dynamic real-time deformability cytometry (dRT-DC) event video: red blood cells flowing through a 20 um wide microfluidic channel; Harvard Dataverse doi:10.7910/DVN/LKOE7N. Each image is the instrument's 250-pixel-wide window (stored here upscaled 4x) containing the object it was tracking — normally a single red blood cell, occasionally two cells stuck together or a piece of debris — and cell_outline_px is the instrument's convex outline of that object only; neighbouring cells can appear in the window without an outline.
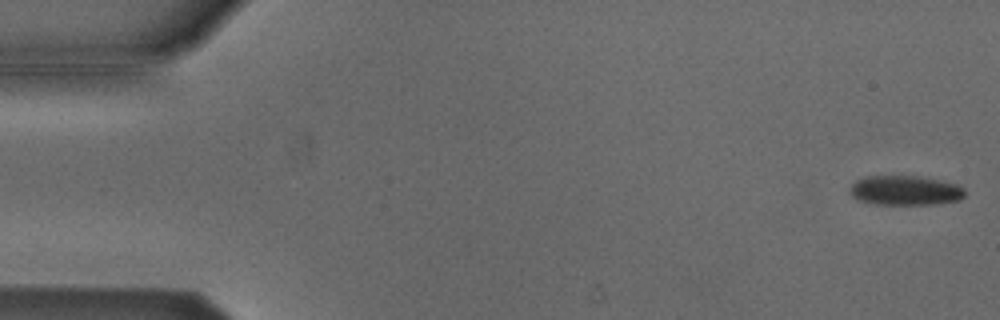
{"species": "Egyptian fruit bat (a non-hibernating species)", "species_latin": "Rousettus aegyptiacus", "temperature_condition": "cold", "stored_images_in_passage": 52, "camera_frame_rate_fps": 3000, "um_per_image_px": 0.085, "animal": {"sex": "male"}, "frame": {"image": 1, "passage_image": 1, "time_ms": 0.0, "image_size_px": [1000, 320], "cell_outline_px": [[964, 196], [960, 200], [932, 204], [876, 204], [856, 200], [848, 192], [848, 188], [856, 180], [868, 176], [920, 176], [956, 184], [964, 188]], "centroid_in_image_um": [76.89, 16.19], "position_along_channel_um": 8.1, "area_um2": 19.88}}
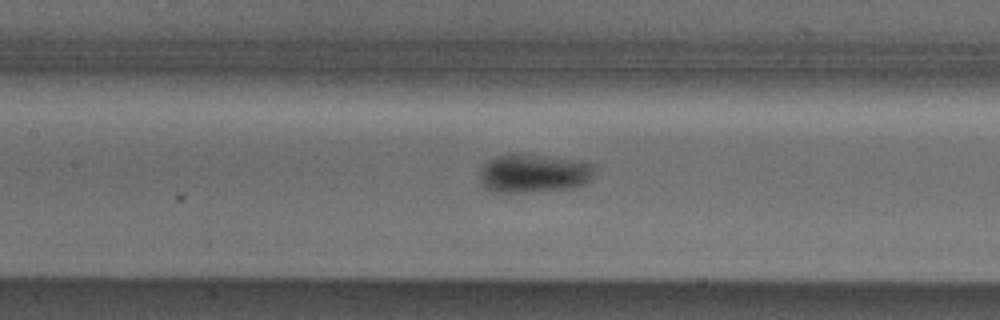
{"frame": {"image": 2, "passage_image": 24, "time_ms": 7.667, "image_size_px": [1000, 320], "cell_outline_px": [[592, 172], [588, 180], [584, 184], [572, 188], [528, 192], [492, 192], [480, 184], [480, 172], [484, 164], [488, 160], [496, 156], [556, 156], [592, 164]], "centroid_in_image_um": [45.32, 14.77], "position_along_channel_um": 162.1, "area_um2": 25.2}}
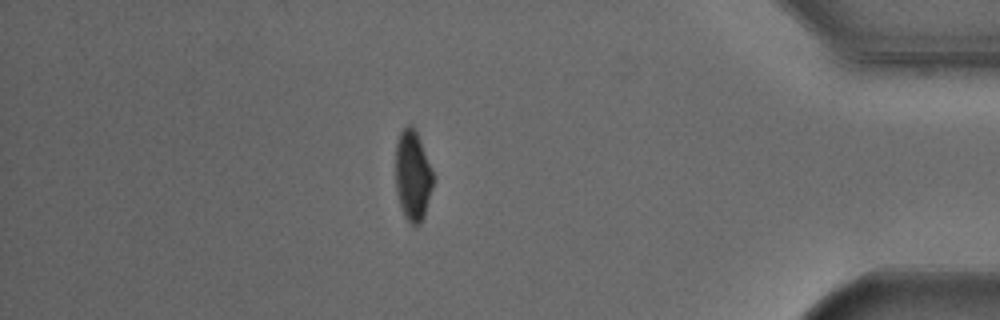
{"frame": {"image": 3, "passage_image": 46, "time_ms": 15.0, "image_size_px": [1000, 320], "cell_outline_px": [[432, 188], [424, 216], [420, 224], [416, 228], [404, 216], [396, 192], [396, 144], [400, 132], [408, 124], [412, 124], [420, 140], [432, 172]], "centroid_in_image_um": [35.06, 14.95], "position_along_channel_um": 400.1, "area_um2": 19.48}, "authors_computed_cell_mechanics": {"area_um2": 22.1952, "velocity_mm_per_s": 3.8062, "shape_relaxation_time_tau1_ms": 3.0402, "shape_relaxation_time_tau2_ms": null, "deformation_change_tau1": 0.0872, "deformation_change_tau2": null}}